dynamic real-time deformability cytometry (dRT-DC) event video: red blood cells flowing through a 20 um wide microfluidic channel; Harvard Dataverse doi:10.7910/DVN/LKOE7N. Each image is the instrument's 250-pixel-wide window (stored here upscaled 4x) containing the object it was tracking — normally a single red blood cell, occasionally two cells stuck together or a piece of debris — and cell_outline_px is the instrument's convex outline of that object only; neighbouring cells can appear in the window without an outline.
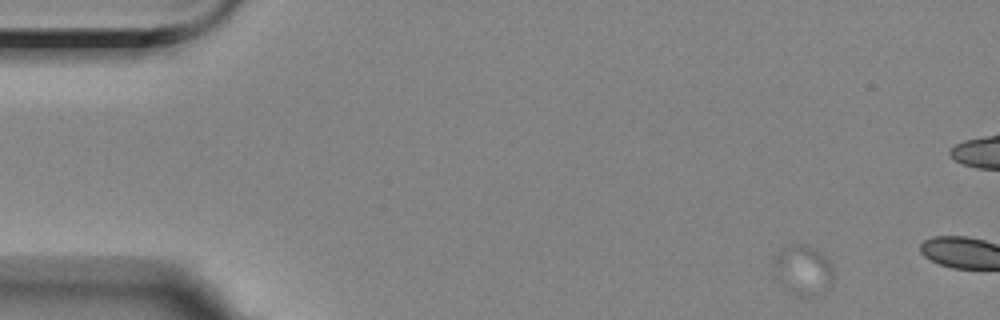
{"species": "Egyptian fruit bat (a non-hibernating species)", "species_latin": "Rousettus aegyptiacus", "temperature_condition": "room temperature", "stored_images_in_passage": 11, "camera_frame_rate_fps": 3000, "um_per_image_px": 0.085, "animal": {"sex": "female"}, "frame": {"image": 1, "passage_image": 1, "time_ms": 0.0, "image_size_px": [1000, 320], "cell_outline_px": [[836, 276], [832, 284], [824, 296], [800, 300], [780, 284], [772, 276], [772, 264], [780, 252], [784, 248], [800, 244], [808, 244], [816, 248], [832, 264]], "centroid_in_image_um": [68.31, 23.08], "position_along_channel_um": 16.7, "area_um2": 18.61}}